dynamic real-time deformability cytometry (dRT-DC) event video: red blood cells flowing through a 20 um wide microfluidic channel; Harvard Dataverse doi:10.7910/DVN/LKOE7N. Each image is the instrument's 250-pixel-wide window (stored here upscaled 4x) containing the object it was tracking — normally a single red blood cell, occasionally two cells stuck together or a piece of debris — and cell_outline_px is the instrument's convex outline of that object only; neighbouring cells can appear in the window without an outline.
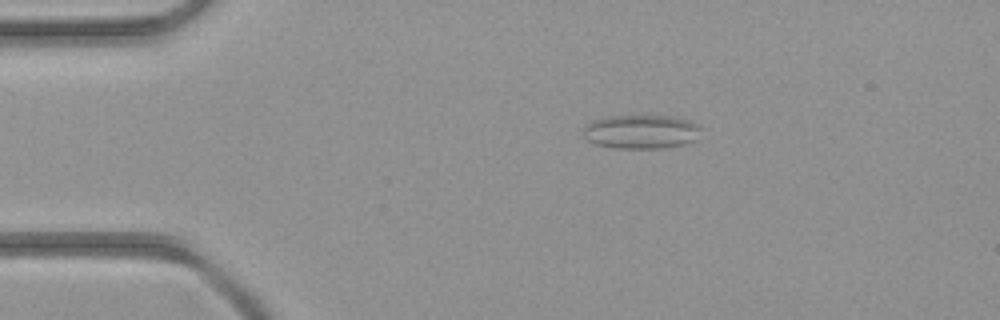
{"species": "common noctule bat (a hibernating species)", "species_latin": "Nyctalus noctula", "temperature_condition": "room temperature", "stored_images_in_passage": 4, "camera_frame_rate_fps": 3000, "um_per_image_px": 0.085, "animal": {"sex": "female", "body_mass_g": 21.9}, "frame": {"image": 1, "passage_image": 2, "time_ms": 1.333, "image_size_px": [1000, 320], "cell_outline_px": [[700, 128], [696, 140], [684, 144], [660, 148], [616, 148], [596, 144], [588, 140], [584, 136], [584, 124], [592, 120], [608, 116], [676, 116], [688, 120], [696, 124]], "centroid_in_image_um": [54.47, 11.19], "position_along_channel_um": 30.5, "area_um2": 23.24}}